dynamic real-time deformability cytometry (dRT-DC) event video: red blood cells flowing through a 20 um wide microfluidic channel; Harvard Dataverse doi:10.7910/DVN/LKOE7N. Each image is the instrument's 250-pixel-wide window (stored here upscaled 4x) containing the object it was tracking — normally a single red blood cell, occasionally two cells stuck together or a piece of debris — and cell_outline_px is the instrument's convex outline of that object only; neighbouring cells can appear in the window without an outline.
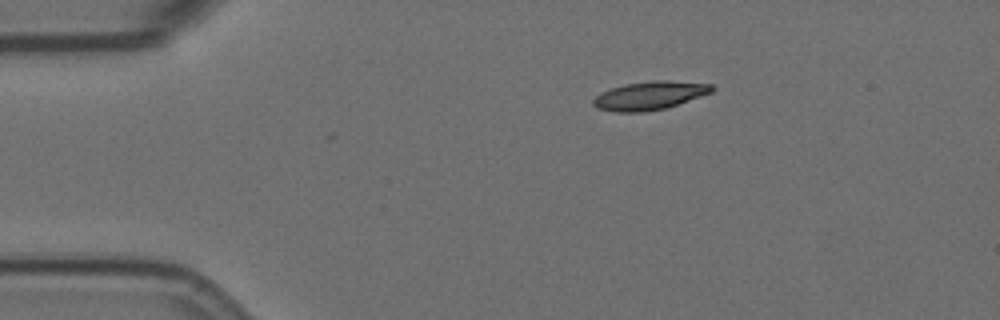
{"species": "Egyptian fruit bat (a non-hibernating species)", "species_latin": "Rousettus aegyptiacus", "temperature_condition": "room temperature", "stored_images_in_passage": 25, "camera_frame_rate_fps": 3000, "um_per_image_px": 0.085, "animal": {"sex": "female"}, "frame": {"image": 1, "passage_image": 1, "time_ms": 0.0, "image_size_px": [1000, 320], "cell_outline_px": [[716, 88], [712, 92], [664, 108], [644, 112], [612, 112], [596, 108], [592, 104], [592, 100], [600, 92], [624, 84], [656, 80], [664, 80], [712, 84]], "centroid_in_image_um": [55.17, 8.12], "position_along_channel_um": 29.8, "area_um2": 19.54}}
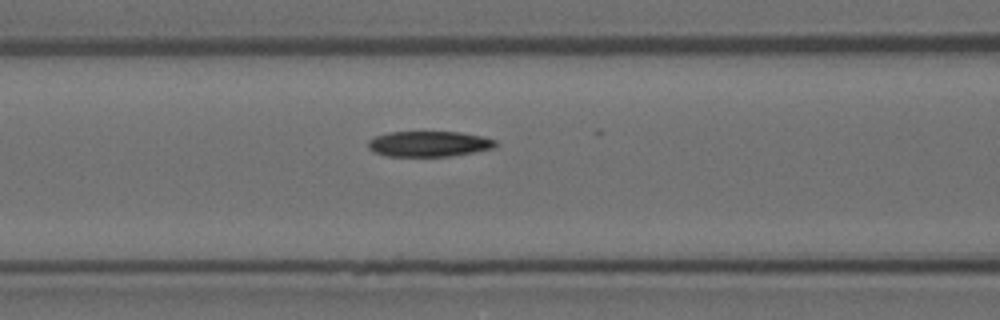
{"frame": {"image": 2, "passage_image": 14, "time_ms": 4.333, "image_size_px": [1000, 320], "cell_outline_px": [[496, 144], [492, 148], [452, 156], [384, 156], [368, 148], [368, 140], [376, 136], [388, 132], [460, 132], [480, 136], [496, 140]], "centroid_in_image_um": [36.42, 12.23], "position_along_channel_um": 130.2, "area_um2": 18.79}}
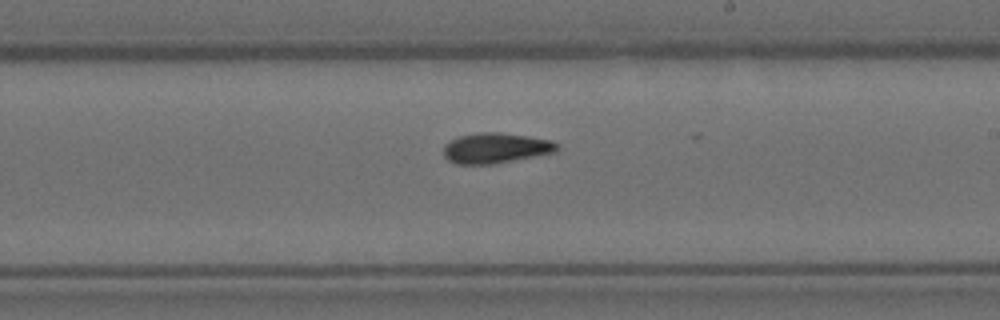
{"frame": {"image": 3, "passage_image": 24, "time_ms": 7.667, "image_size_px": [1000, 320], "cell_outline_px": [[560, 148], [556, 152], [496, 164], [456, 164], [448, 160], [444, 156], [444, 144], [460, 136], [476, 132], [500, 132], [528, 136], [552, 140], [560, 144]], "centroid_in_image_um": [42.17, 12.58], "position_along_channel_um": 246.8, "area_um2": 20.35}}